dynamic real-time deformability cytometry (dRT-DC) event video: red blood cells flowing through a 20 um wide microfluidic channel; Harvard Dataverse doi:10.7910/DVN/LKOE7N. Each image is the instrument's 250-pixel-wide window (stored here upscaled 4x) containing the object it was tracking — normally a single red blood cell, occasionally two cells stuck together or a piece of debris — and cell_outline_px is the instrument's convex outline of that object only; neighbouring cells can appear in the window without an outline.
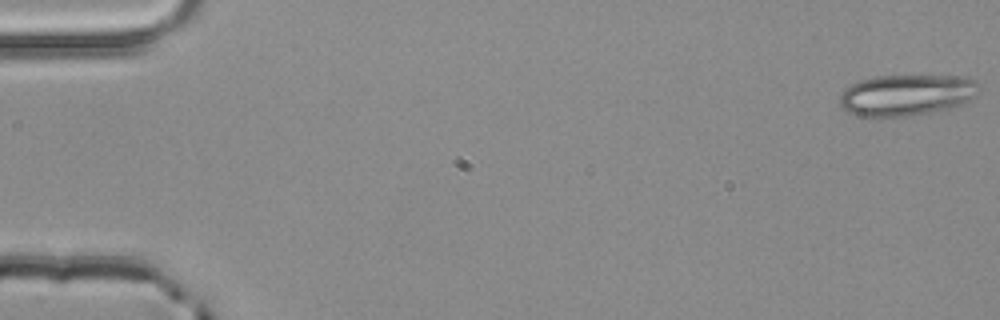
{"species": "common noctule bat (a hibernating species)", "species_latin": "Nyctalus noctula", "temperature_condition": "room temperature", "stored_images_in_passage": 4, "camera_frame_rate_fps": 3000, "um_per_image_px": 0.085, "animal": {"sex": "male", "body_mass_g": 20.4}, "frame": {"image": 1, "passage_image": 1, "time_ms": 0.0, "image_size_px": [1000, 320], "cell_outline_px": [[980, 88], [976, 96], [964, 104], [956, 108], [936, 112], [908, 116], [860, 116], [848, 112], [840, 104], [840, 96], [844, 88], [860, 80], [876, 76], [968, 76], [976, 80], [980, 84]], "centroid_in_image_um": [77.15, 8.08], "position_along_channel_um": 7.9, "area_um2": 33.99}}